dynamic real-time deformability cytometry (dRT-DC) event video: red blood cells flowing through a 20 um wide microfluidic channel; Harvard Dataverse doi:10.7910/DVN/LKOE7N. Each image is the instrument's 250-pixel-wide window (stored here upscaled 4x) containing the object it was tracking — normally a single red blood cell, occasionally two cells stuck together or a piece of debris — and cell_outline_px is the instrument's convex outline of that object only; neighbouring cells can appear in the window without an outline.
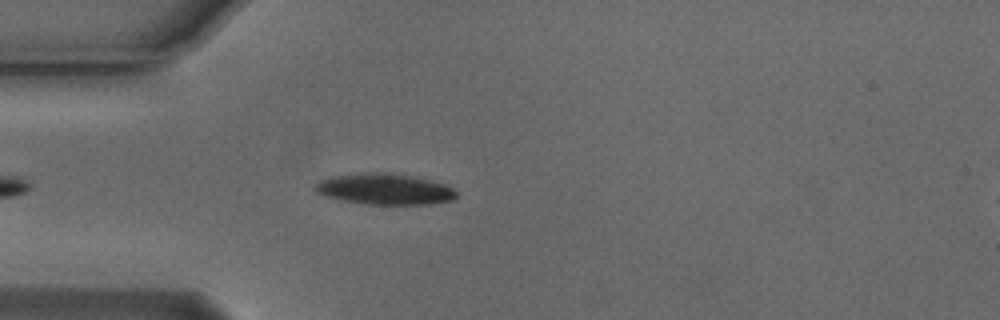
{"species": "Egyptian fruit bat (a non-hibernating species)", "species_latin": "Rousettus aegyptiacus", "temperature_condition": "cold", "stored_images_in_passage": 29, "camera_frame_rate_fps": 3000, "um_per_image_px": 0.085, "animal": {"sex": "male"}, "frame": {"image": 1, "passage_image": 5, "time_ms": 1.333, "image_size_px": [1000, 320], "cell_outline_px": [[456, 196], [452, 200], [428, 204], [364, 204], [340, 200], [324, 196], [316, 192], [312, 188], [320, 180], [328, 176], [368, 172], [388, 172], [412, 176], [444, 184], [452, 188], [456, 192]], "centroid_in_image_um": [32.62, 16.07], "position_along_channel_um": 52.4, "area_um2": 25.61}}
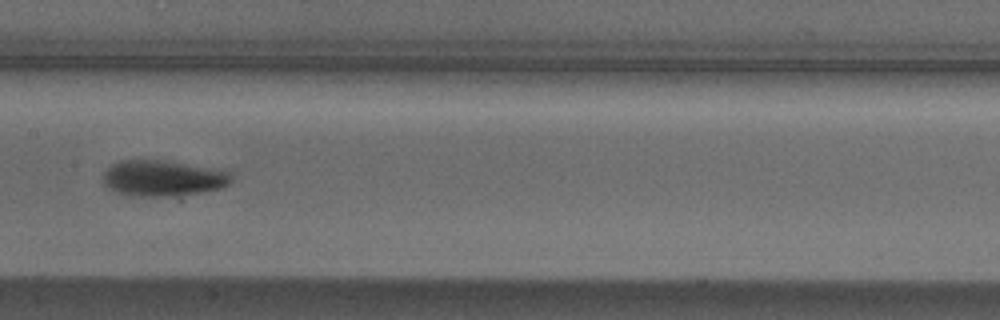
{"frame": {"image": 2, "passage_image": 17, "time_ms": 5.333, "image_size_px": [1000, 320], "cell_outline_px": [[232, 180], [228, 184], [220, 188], [200, 192], [172, 196], [128, 196], [116, 192], [108, 188], [104, 184], [104, 172], [112, 164], [120, 160], [156, 160], [228, 172], [232, 176]], "centroid_in_image_um": [13.75, 15.17], "position_along_channel_um": 193.6, "area_um2": 26.13}}
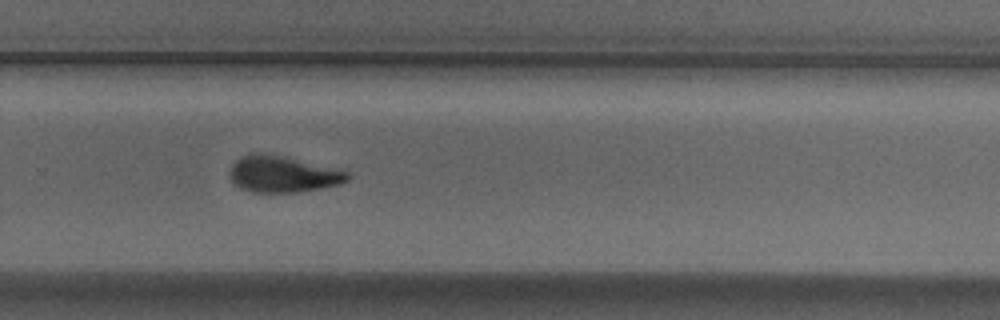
{"frame": {"image": 3, "passage_image": 26, "time_ms": 8.333, "image_size_px": [1000, 320], "cell_outline_px": [[352, 176], [348, 180], [340, 184], [320, 188], [296, 192], [252, 192], [240, 188], [232, 184], [228, 176], [228, 172], [232, 164], [240, 156], [252, 152], [260, 152], [284, 156], [348, 172]], "centroid_in_image_um": [23.95, 14.8], "position_along_channel_um": 305.9, "area_um2": 25.14}}